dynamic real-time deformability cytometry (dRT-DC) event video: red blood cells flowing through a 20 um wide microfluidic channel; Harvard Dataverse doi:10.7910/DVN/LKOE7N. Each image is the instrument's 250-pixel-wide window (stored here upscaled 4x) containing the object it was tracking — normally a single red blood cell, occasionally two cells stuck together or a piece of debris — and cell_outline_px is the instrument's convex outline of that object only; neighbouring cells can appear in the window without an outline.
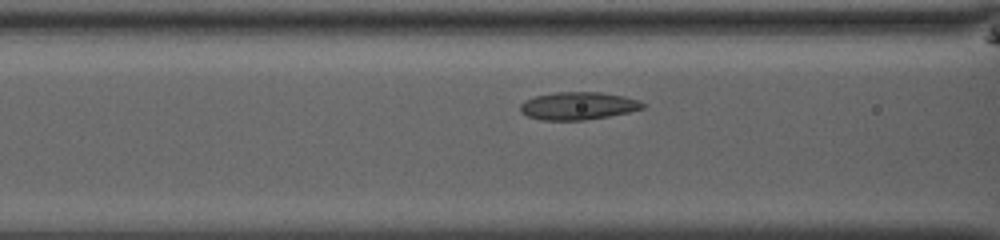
{"species": "common noctule bat (a hibernating species)", "species_latin": "Nyctalus noctula", "temperature_condition": "room temperature", "stored_images_in_passage": 47, "camera_frame_rate_fps": 3000, "um_per_image_px": 0.085, "animal": {"sex": "male", "body_mass_g": 13.0, "forearm_length_mm": 53.1}, "frame": {"image": 1, "passage_image": 18, "time_ms": 5.667, "image_size_px": [1000, 240], "cell_outline_px": [[644, 108], [628, 112], [608, 116], [584, 120], [544, 120], [528, 116], [520, 112], [520, 104], [524, 100], [536, 96], [556, 92], [600, 92], [624, 96], [640, 100], [644, 104]], "centroid_in_image_um": [49.13, 8.99], "position_along_channel_um": 117.5, "area_um2": 19.71}}
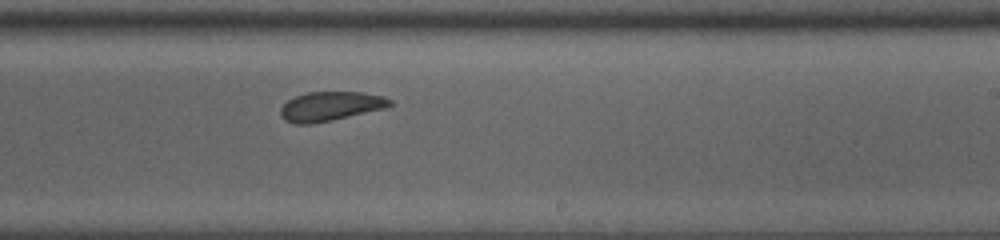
{"frame": {"image": 2, "passage_image": 29, "time_ms": 9.333, "image_size_px": [1000, 240], "cell_outline_px": [[392, 104], [384, 108], [332, 120], [312, 124], [296, 124], [284, 120], [280, 116], [280, 108], [288, 100], [296, 96], [308, 92], [360, 92], [384, 96], [392, 100]], "centroid_in_image_um": [28.06, 9.03], "position_along_channel_um": 260.9, "area_um2": 18.55}}
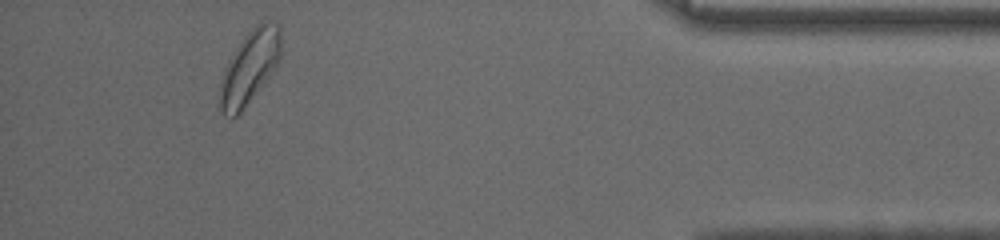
{"frame": {"image": 3, "passage_image": 44, "time_ms": 14.333, "image_size_px": [1000, 240], "cell_outline_px": [[280, 60], [244, 108], [236, 116], [224, 116], [220, 112], [220, 92], [224, 68], [232, 52], [244, 36], [256, 24], [264, 24], [280, 28]], "centroid_in_image_um": [21.17, 5.75], "position_along_channel_um": 414.0, "area_um2": 25.09}, "authors_computed_cell_mechanics": {"area_um2": 19.9988, "velocity_mm_per_s": 3.9118, "shape_relaxation_time_tau1_ms": 1.5656, "shape_relaxation_time_tau2_ms": 2.6775, "deformation_change_tau1": 0.0796, "deformation_change_tau2": 0.0819}}